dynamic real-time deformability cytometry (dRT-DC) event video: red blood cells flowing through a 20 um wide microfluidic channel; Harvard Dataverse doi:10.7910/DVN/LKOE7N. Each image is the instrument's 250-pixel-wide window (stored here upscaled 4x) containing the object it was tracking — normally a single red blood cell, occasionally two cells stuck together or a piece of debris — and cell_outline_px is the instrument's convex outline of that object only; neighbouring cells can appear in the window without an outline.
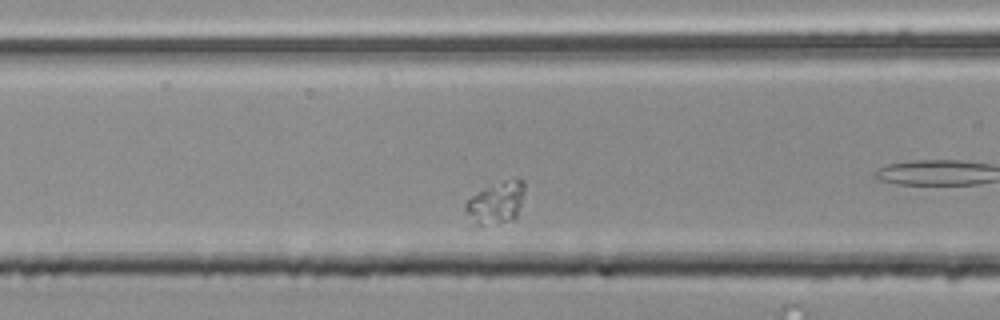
{"species": "common noctule bat (a hibernating species)", "species_latin": "Nyctalus noctula", "temperature_condition": "room temperature", "stored_images_in_passage": 39, "camera_frame_rate_fps": 3000, "um_per_image_px": 0.085, "animal": {"sex": "male", "body_mass_g": 20.4}, "frame": {"image": 1, "passage_image": 3, "time_ms": 0.667, "image_size_px": [1000, 320], "cell_outline_px": [[524, 192], [516, 216], [512, 220], [480, 224], [476, 224], [464, 208], [464, 204], [472, 196], [484, 188], [504, 180], [516, 176], [524, 180]], "centroid_in_image_um": [42.21, 17.16], "position_along_channel_um": 124.4, "area_um2": 14.1}}
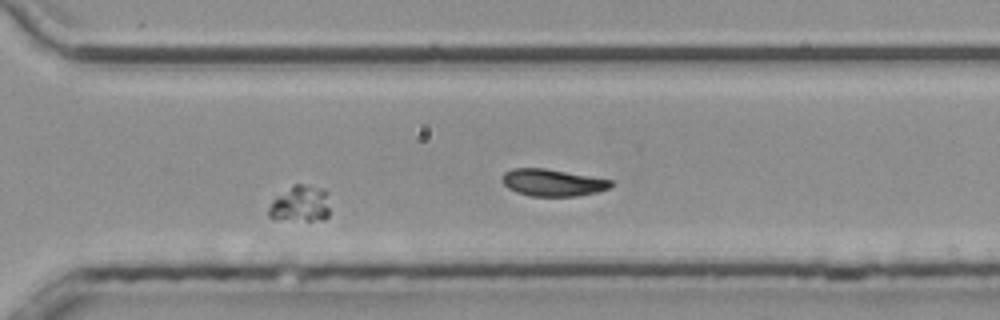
{"frame": {"image": 2, "passage_image": 22, "time_ms": 7.0, "image_size_px": [1000, 320], "cell_outline_px": [[328, 216], [324, 220], [272, 220], [268, 216], [268, 208], [272, 200], [276, 196], [292, 184], [308, 184], [324, 188], [328, 192]], "centroid_in_image_um": [25.51, 17.32], "position_along_channel_um": 345.1, "area_um2": 13.41}}
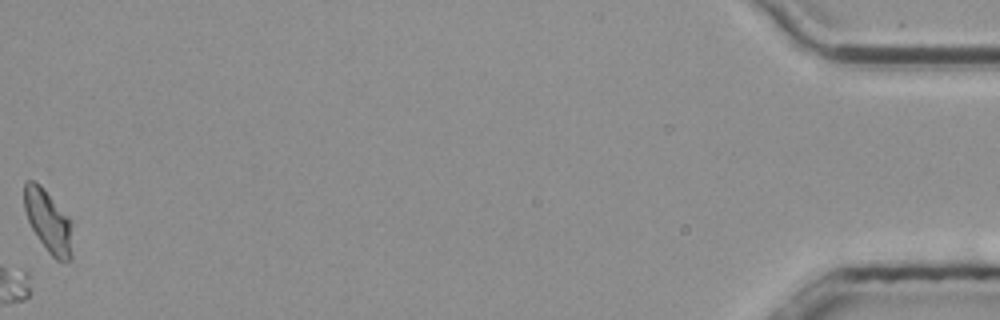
{"frame": {"image": 3, "passage_image": 39, "time_ms": 12.667, "image_size_px": [1000, 320], "cell_outline_px": [[72, 256], [68, 260], [56, 260], [48, 252], [32, 228], [28, 220], [24, 208], [24, 184], [28, 180], [32, 180], [40, 184], [44, 188], [68, 216]], "centroid_in_image_um": [4.06, 18.76], "position_along_channel_um": 431.1, "area_um2": 16.99}}